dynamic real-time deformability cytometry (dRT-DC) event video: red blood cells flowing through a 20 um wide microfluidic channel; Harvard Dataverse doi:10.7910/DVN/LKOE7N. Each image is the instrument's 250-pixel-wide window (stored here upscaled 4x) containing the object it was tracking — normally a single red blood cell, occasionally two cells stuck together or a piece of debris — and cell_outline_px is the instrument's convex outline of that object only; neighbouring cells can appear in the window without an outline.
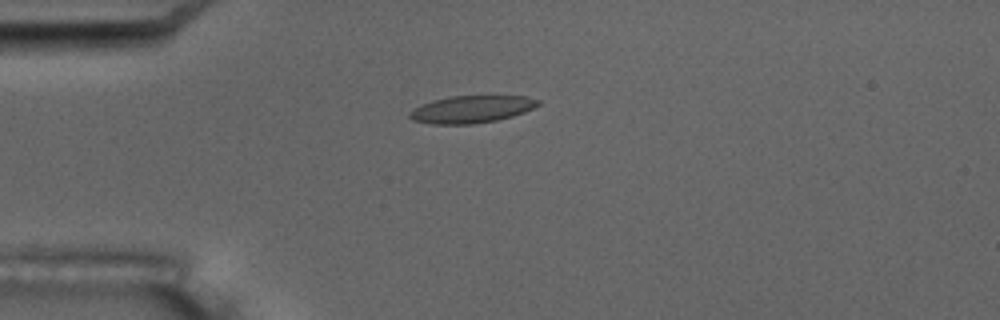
{"species": "common noctule bat (a hibernating species)", "species_latin": "Nyctalus noctula", "temperature_condition": "room temperature", "stored_images_in_passage": 3, "camera_frame_rate_fps": 3000, "um_per_image_px": 0.085, "animal": {"sex": "male", "body_mass_g": 17.5, "forearm_length_mm": 52.3}, "frame": {"image": 1, "passage_image": 3, "time_ms": 4.0, "image_size_px": [1000, 320], "cell_outline_px": [[540, 104], [524, 112], [512, 116], [496, 120], [472, 124], [432, 124], [412, 120], [408, 116], [408, 112], [412, 108], [420, 104], [432, 100], [452, 96], [528, 96], [540, 100]], "centroid_in_image_um": [40.03, 9.28], "position_along_channel_um": 45.0, "area_um2": 20.52}}